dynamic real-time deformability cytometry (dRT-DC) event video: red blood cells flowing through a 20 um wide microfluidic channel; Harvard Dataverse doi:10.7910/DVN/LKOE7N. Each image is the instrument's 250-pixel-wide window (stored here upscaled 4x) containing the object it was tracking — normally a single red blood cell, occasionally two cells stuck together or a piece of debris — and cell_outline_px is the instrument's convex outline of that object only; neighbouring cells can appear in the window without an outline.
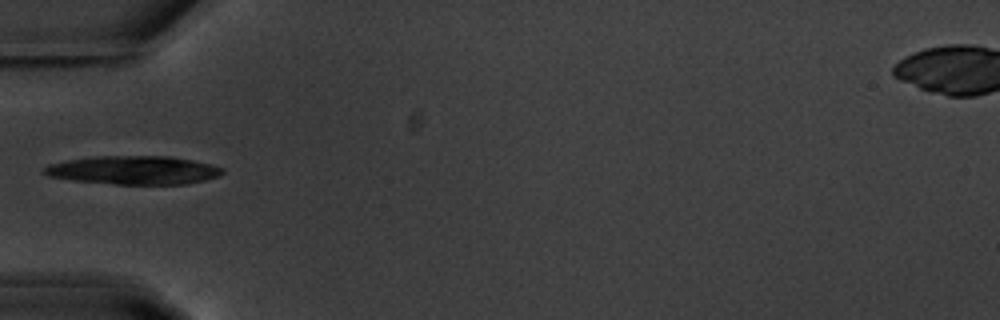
{"species": "common noctule bat (a hibernating species)", "species_latin": "Nyctalus noctula", "temperature_condition": "warm", "stored_images_in_passage": 37, "camera_frame_rate_fps": 3000, "um_per_image_px": 0.085, "animal": {"sex": "male", "body_mass_g": 20.1, "forearm_length_mm": 53.5}, "frame": {"image": 1, "passage_image": 1, "time_ms": 0.0, "image_size_px": [1000, 320], "cell_outline_px": [[224, 172], [216, 176], [204, 180], [184, 184], [116, 184], [76, 180], [48, 176], [40, 172], [48, 164], [68, 160], [96, 156], [168, 156], [192, 160], [212, 164], [224, 168]], "centroid_in_image_um": [11.35, 14.45], "position_along_channel_um": 73.6, "area_um2": 29.42}}